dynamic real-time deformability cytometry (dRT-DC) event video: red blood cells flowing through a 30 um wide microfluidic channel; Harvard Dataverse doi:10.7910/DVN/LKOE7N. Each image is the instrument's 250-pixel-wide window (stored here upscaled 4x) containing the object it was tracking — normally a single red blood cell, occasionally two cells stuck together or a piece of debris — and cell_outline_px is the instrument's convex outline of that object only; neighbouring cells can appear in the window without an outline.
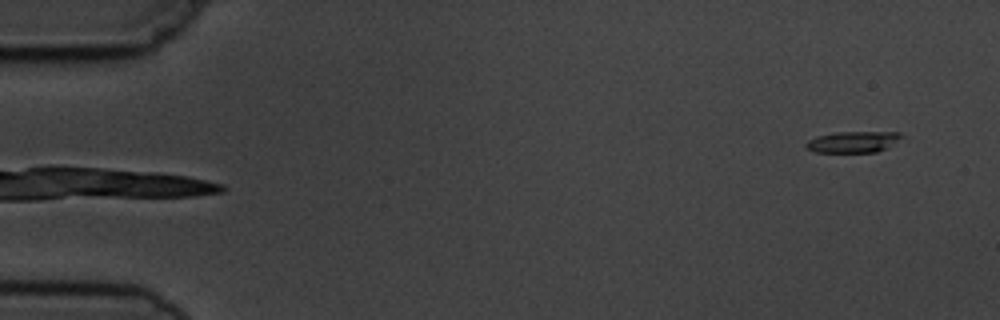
{"species": "common noctule bat (a hibernating species)", "species_latin": "Nyctalus noctula", "temperature_condition": "cold", "stored_images_in_passage": 5, "camera_frame_rate_fps": 3000, "um_per_image_px": 0.085, "animal": {"sex": "male", "body_mass_g": 19.5, "forearm_length_mm": 54.6}, "frame": {"image": 1, "passage_image": 5, "time_ms": 4.667, "image_size_px": [1000, 320], "cell_outline_px": [[904, 136], [884, 148], [876, 152], [816, 152], [808, 148], [804, 144], [808, 140], [816, 136], [836, 132], [900, 132]], "centroid_in_image_um": [72.48, 12.05], "position_along_channel_um": 12.5, "area_um2": 11.62}}